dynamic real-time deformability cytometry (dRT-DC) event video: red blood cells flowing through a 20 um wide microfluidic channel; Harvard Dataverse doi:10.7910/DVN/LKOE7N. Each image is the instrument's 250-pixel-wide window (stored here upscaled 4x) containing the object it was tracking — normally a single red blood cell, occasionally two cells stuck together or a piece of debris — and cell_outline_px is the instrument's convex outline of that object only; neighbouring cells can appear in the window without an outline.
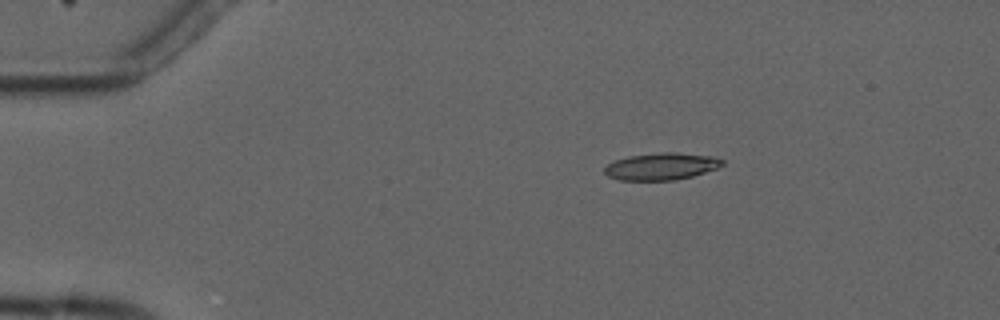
{"species": "common noctule bat (a hibernating species)", "species_latin": "Nyctalus noctula", "temperature_condition": "cold", "stored_images_in_passage": 7, "camera_frame_rate_fps": 3000, "um_per_image_px": 0.085, "animal": {"sex": "male", "forearm_length_mm": 52.5}, "frame": {"image": 1, "passage_image": 3, "time_ms": 2.333, "image_size_px": [1000, 320], "cell_outline_px": [[724, 164], [716, 168], [692, 176], [676, 180], [620, 180], [608, 176], [604, 172], [604, 168], [608, 164], [616, 160], [628, 156], [664, 152], [676, 152], [712, 156], [724, 160]], "centroid_in_image_um": [56.22, 14.14], "position_along_channel_um": 28.8, "area_um2": 18.44}}
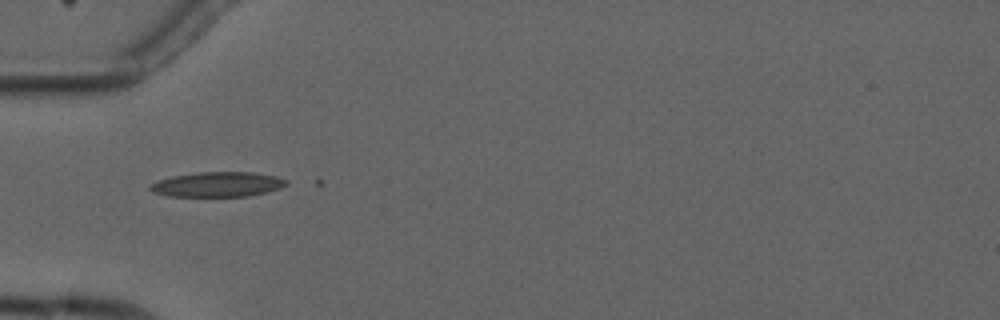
{"frame": {"image": 2, "passage_image": 5, "time_ms": 5.0, "image_size_px": [1000, 320], "cell_outline_px": [[288, 184], [280, 188], [248, 196], [168, 196], [152, 192], [148, 188], [152, 184], [160, 180], [172, 176], [200, 172], [252, 172], [276, 176], [288, 180]], "centroid_in_image_um": [18.51, 15.67], "position_along_channel_um": 66.5, "area_um2": 19.59}}
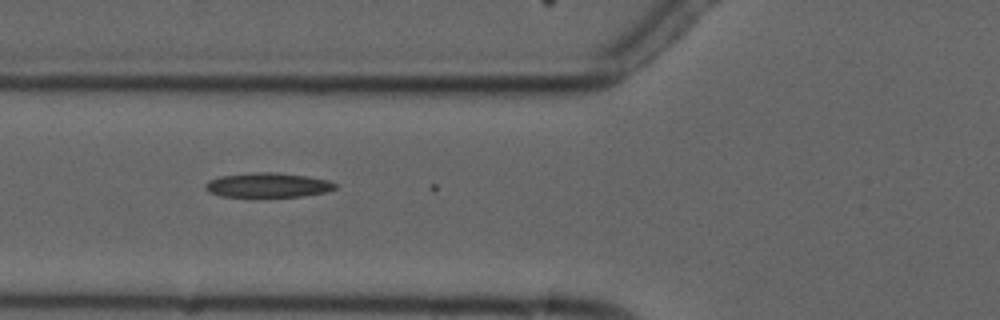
{"frame": {"image": 3, "passage_image": 6, "time_ms": 6.0, "image_size_px": [1000, 320], "cell_outline_px": [[336, 188], [328, 192], [304, 196], [220, 196], [208, 192], [204, 188], [204, 184], [208, 180], [220, 176], [256, 172], [276, 172], [304, 176], [328, 180], [336, 184]], "centroid_in_image_um": [22.74, 15.73], "position_along_channel_um": 103.1, "area_um2": 18.5}}